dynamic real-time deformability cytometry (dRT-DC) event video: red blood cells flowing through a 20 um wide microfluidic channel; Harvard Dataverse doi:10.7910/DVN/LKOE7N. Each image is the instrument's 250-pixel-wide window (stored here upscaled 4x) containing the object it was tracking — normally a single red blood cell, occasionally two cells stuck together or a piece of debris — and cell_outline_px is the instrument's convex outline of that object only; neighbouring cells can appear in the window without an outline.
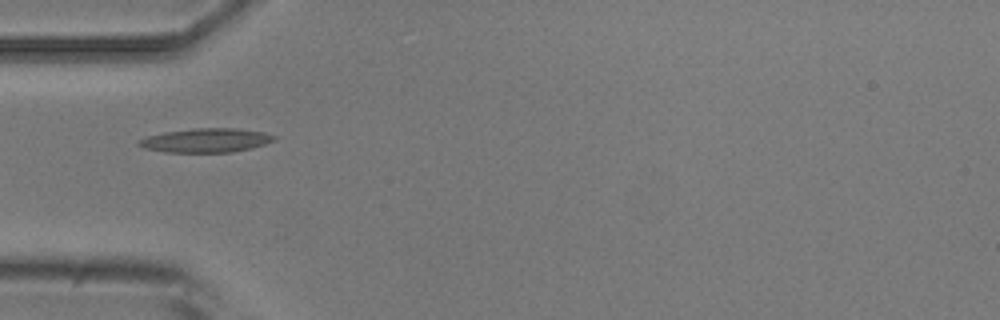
{"species": "common noctule bat (a hibernating species)", "species_latin": "Nyctalus noctula", "temperature_condition": "room temperature", "stored_images_in_passage": 5, "camera_frame_rate_fps": 3000, "um_per_image_px": 0.085, "animal": {"sex": "male", "body_mass_g": 20.5, "forearm_length_mm": 52.5}, "frame": {"image": 1, "passage_image": 1, "time_ms": 0.0, "image_size_px": [1000, 320], "cell_outline_px": [[276, 140], [252, 148], [232, 152], [164, 152], [144, 148], [136, 144], [136, 140], [148, 136], [164, 132], [192, 128], [236, 128], [264, 132], [276, 136]], "centroid_in_image_um": [17.49, 11.92], "position_along_channel_um": 67.5, "area_um2": 19.07}}
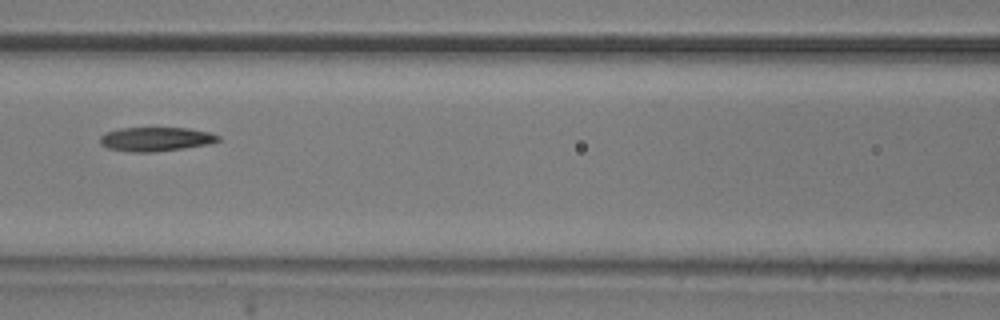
{"frame": {"image": 2, "passage_image": 3, "time_ms": 2.333, "image_size_px": [1000, 320], "cell_outline_px": [[220, 140], [208, 144], [184, 148], [152, 152], [132, 152], [108, 148], [100, 144], [100, 136], [104, 132], [120, 128], [188, 128], [208, 132], [220, 136]], "centroid_in_image_um": [13.21, 11.82], "position_along_channel_um": 153.4, "area_um2": 16.53}}
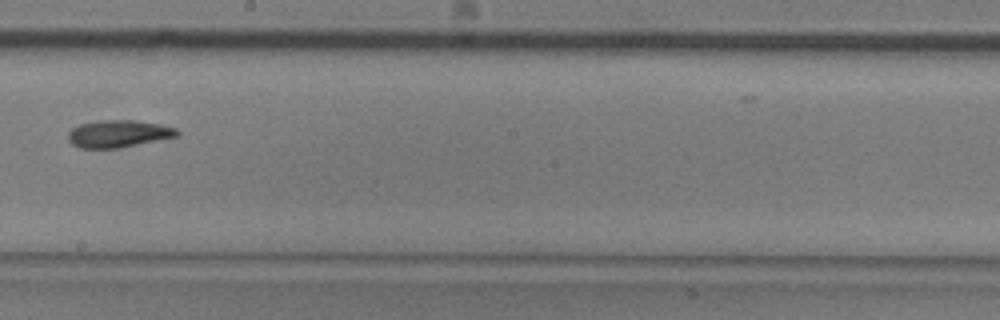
{"frame": {"image": 3, "passage_image": 5, "time_ms": 4.667, "image_size_px": [1000, 320], "cell_outline_px": [[180, 136], [120, 148], [80, 148], [72, 144], [68, 140], [68, 132], [72, 128], [80, 124], [100, 120], [136, 120], [160, 124], [176, 128], [180, 132]], "centroid_in_image_um": [10.09, 11.37], "position_along_channel_um": 238.1, "area_um2": 17.51}}